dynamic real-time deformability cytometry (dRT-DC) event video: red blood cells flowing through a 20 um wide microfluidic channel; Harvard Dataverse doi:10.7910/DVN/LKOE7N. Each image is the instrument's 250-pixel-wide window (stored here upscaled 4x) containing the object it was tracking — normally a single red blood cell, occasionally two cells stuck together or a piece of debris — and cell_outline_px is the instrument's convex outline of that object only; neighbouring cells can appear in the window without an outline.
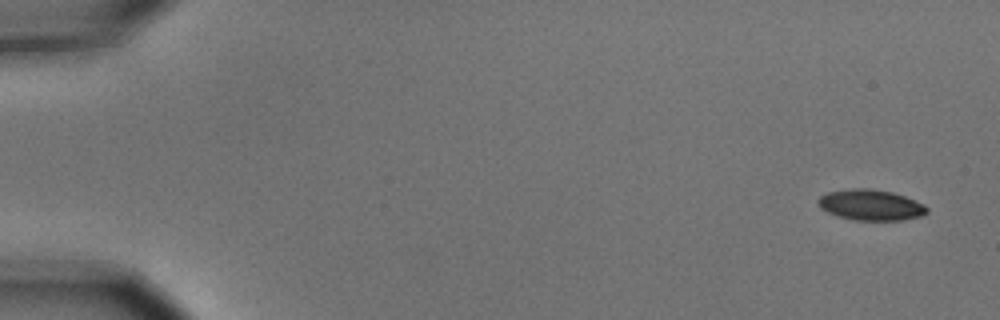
{"species": "common noctule bat (a hibernating species)", "species_latin": "Nyctalus noctula", "temperature_condition": "cold", "stored_images_in_passage": 6, "camera_frame_rate_fps": 3000, "um_per_image_px": 0.085, "animal": {"sex": "male", "body_mass_g": 15.6}, "frame": {"image": 1, "passage_image": 1, "time_ms": 0.0, "image_size_px": [1000, 320], "cell_outline_px": [[928, 212], [924, 216], [900, 220], [856, 220], [840, 216], [828, 212], [820, 208], [816, 200], [820, 196], [828, 192], [848, 188], [872, 188], [892, 192], [904, 196], [924, 204], [928, 208]], "centroid_in_image_um": [74.02, 17.41], "position_along_channel_um": 11.0, "area_um2": 19.59}}
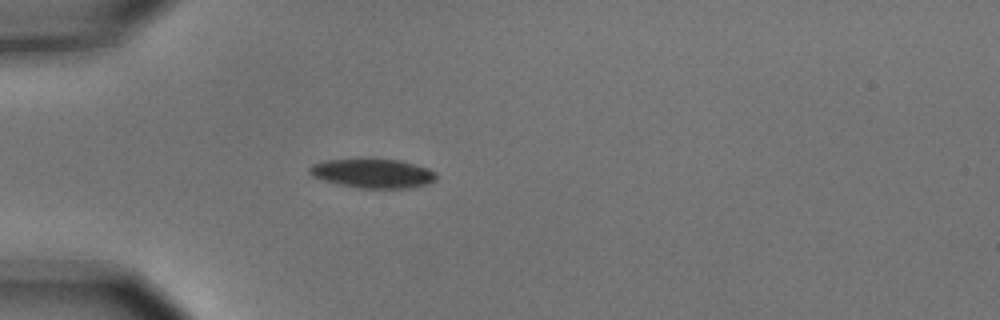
{"frame": {"image": 2, "passage_image": 5, "time_ms": 1.333, "image_size_px": [1000, 320], "cell_outline_px": [[436, 180], [428, 184], [408, 188], [360, 188], [340, 184], [324, 180], [312, 176], [308, 172], [308, 168], [312, 164], [324, 160], [400, 160], [428, 168], [436, 172]], "centroid_in_image_um": [31.7, 14.75], "position_along_channel_um": 53.3, "area_um2": 21.27}}